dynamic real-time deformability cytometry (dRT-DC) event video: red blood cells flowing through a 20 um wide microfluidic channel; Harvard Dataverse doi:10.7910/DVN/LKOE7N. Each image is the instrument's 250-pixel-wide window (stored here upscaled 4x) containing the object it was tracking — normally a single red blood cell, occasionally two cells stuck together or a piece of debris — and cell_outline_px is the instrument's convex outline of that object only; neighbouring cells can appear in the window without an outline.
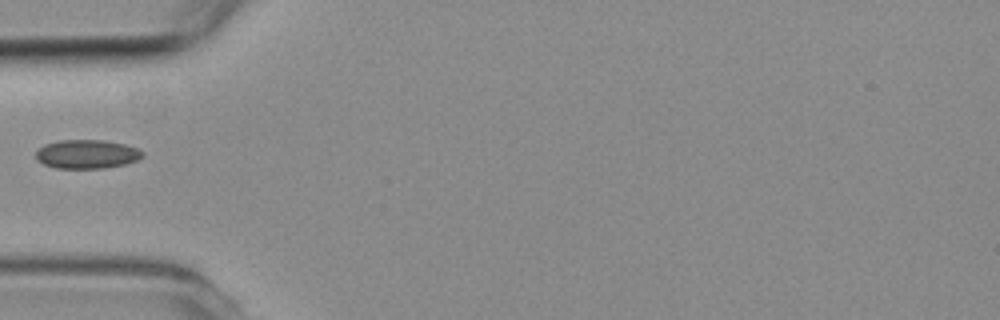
{"species": "common noctule bat (a hibernating species)", "species_latin": "Nyctalus noctula", "temperature_condition": "room temperature", "stored_images_in_passage": 5, "camera_frame_rate_fps": 3000, "um_per_image_px": 0.085, "animal": {"sex": "female", "body_mass_g": 19.3, "forearm_length_mm": 54.1}, "frame": {"image": 1, "passage_image": 4, "time_ms": 4.667, "image_size_px": [1000, 320], "cell_outline_px": [[144, 156], [136, 160], [124, 164], [104, 168], [56, 168], [44, 164], [36, 160], [36, 152], [44, 144], [60, 140], [100, 140], [124, 144], [136, 148], [144, 152]], "centroid_in_image_um": [7.36, 13.1], "position_along_channel_um": 77.6, "area_um2": 17.8}}
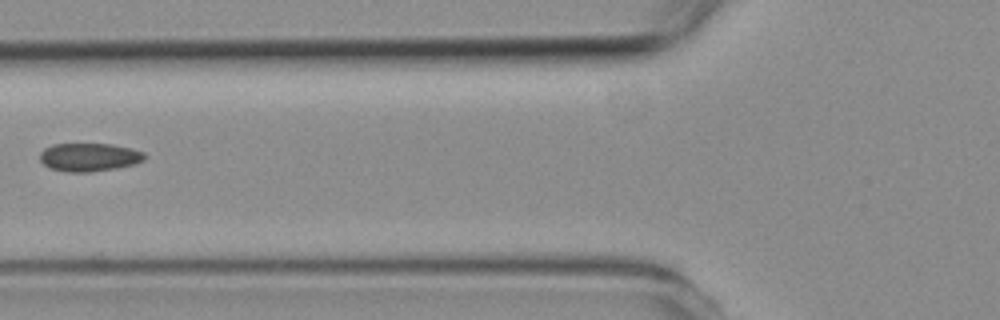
{"frame": {"image": 2, "passage_image": 5, "time_ms": 5.667, "image_size_px": [1000, 320], "cell_outline_px": [[144, 160], [136, 164], [116, 168], [92, 172], [68, 172], [48, 168], [40, 160], [40, 152], [44, 148], [52, 144], [112, 144], [144, 152]], "centroid_in_image_um": [7.55, 13.36], "position_along_channel_um": 118.2, "area_um2": 17.28}}